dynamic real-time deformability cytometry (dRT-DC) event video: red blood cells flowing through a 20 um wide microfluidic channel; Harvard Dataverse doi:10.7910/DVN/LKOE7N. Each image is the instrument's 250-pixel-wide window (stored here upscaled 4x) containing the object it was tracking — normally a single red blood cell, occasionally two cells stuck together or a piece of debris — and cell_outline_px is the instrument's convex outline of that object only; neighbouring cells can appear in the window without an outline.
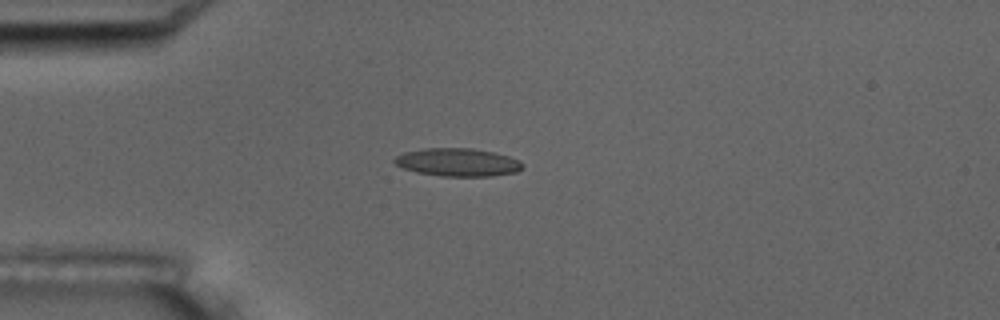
{"species": "common noctule bat (a hibernating species)", "species_latin": "Nyctalus noctula", "temperature_condition": "room temperature", "stored_images_in_passage": 1, "camera_frame_rate_fps": 3000, "um_per_image_px": 0.085, "animal": {"sex": "male", "body_mass_g": 17.5, "forearm_length_mm": 52.3}, "frame": {"image": 1, "passage_image": 1, "time_ms": 0.0, "image_size_px": [1000, 320], "cell_outline_px": [[524, 168], [516, 172], [492, 176], [440, 176], [416, 172], [404, 168], [396, 164], [392, 160], [396, 156], [404, 152], [424, 148], [472, 148], [492, 152], [508, 156], [520, 160], [524, 164]], "centroid_in_image_um": [38.92, 13.79], "position_along_channel_um": 46.1, "area_um2": 20.98}}